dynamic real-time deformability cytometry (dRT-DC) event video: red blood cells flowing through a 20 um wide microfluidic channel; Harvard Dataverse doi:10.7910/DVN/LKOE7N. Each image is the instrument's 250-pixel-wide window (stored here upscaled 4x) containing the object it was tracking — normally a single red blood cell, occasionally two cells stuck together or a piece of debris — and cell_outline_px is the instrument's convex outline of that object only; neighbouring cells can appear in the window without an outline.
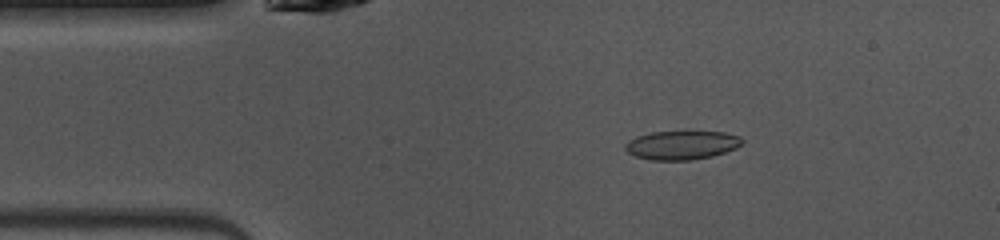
{"species": "common noctule bat (a hibernating species)", "species_latin": "Nyctalus noctula", "temperature_condition": "warm", "stored_images_in_passage": 47, "camera_frame_rate_fps": 3000, "um_per_image_px": 0.085, "animal": {"sex": "female", "body_mass_g": 10.0, "forearm_length_mm": 53.1}, "frame": {"image": 1, "passage_image": 7, "time_ms": 2.0, "image_size_px": [1000, 240], "cell_outline_px": [[744, 140], [736, 148], [712, 156], [692, 160], [652, 160], [636, 156], [628, 152], [624, 148], [624, 144], [628, 140], [636, 136], [652, 132], [724, 132], [740, 136]], "centroid_in_image_um": [57.93, 12.33], "position_along_channel_um": 27.1, "area_um2": 19.54}}
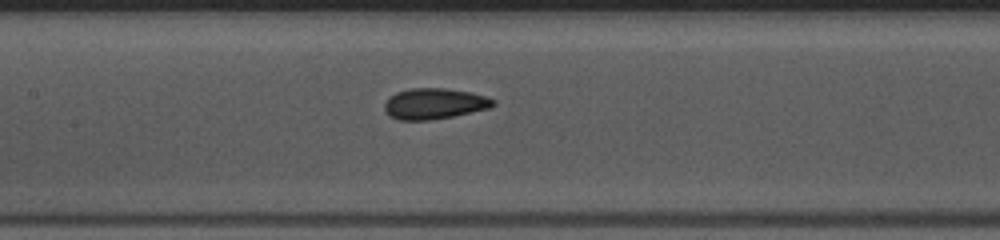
{"frame": {"image": 2, "passage_image": 20, "time_ms": 6.333, "image_size_px": [1000, 240], "cell_outline_px": [[496, 104], [488, 108], [452, 116], [428, 120], [400, 120], [388, 116], [384, 108], [384, 104], [388, 96], [396, 92], [412, 88], [444, 88], [472, 92], [488, 96], [496, 100]], "centroid_in_image_um": [36.9, 8.8], "position_along_channel_um": 170.5, "area_um2": 19.65}}
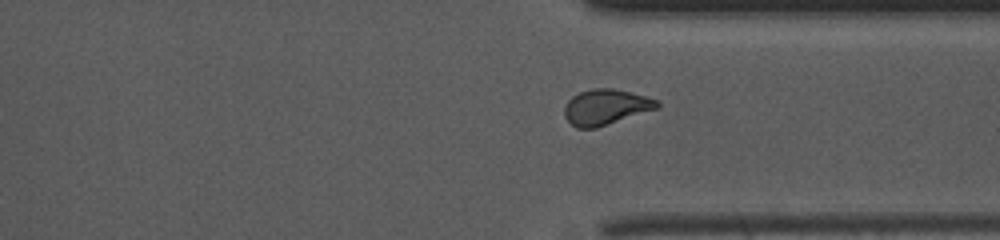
{"frame": {"image": 3, "passage_image": 34, "time_ms": 11.0, "image_size_px": [1000, 240], "cell_outline_px": [[660, 108], [596, 128], [576, 128], [564, 116], [564, 108], [568, 100], [572, 96], [580, 92], [592, 88], [612, 88], [660, 100]], "centroid_in_image_um": [51.51, 9.1], "position_along_channel_um": 359.9, "area_um2": 19.25}, "authors_computed_cell_mechanics": {"area_um2": 19.4786, "velocity_mm_per_s": 4.0685, "shape_relaxation_time_tau1_ms": 4.2327, "shape_relaxation_time_tau2_ms": 1.4188, "deformation_change_tau1": 0.1302, "deformation_change_tau2": 0.05}}